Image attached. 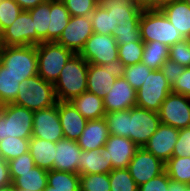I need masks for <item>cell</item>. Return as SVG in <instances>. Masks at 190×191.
I'll list each match as a JSON object with an SVG mask.
<instances>
[{
    "instance_id": "cell-12",
    "label": "cell",
    "mask_w": 190,
    "mask_h": 191,
    "mask_svg": "<svg viewBox=\"0 0 190 191\" xmlns=\"http://www.w3.org/2000/svg\"><path fill=\"white\" fill-rule=\"evenodd\" d=\"M32 137L54 143L64 138L58 113V101L50 108L33 111Z\"/></svg>"
},
{
    "instance_id": "cell-46",
    "label": "cell",
    "mask_w": 190,
    "mask_h": 191,
    "mask_svg": "<svg viewBox=\"0 0 190 191\" xmlns=\"http://www.w3.org/2000/svg\"><path fill=\"white\" fill-rule=\"evenodd\" d=\"M170 178L166 171L138 186V191H168Z\"/></svg>"
},
{
    "instance_id": "cell-54",
    "label": "cell",
    "mask_w": 190,
    "mask_h": 191,
    "mask_svg": "<svg viewBox=\"0 0 190 191\" xmlns=\"http://www.w3.org/2000/svg\"><path fill=\"white\" fill-rule=\"evenodd\" d=\"M178 0H155V9H162L164 6Z\"/></svg>"
},
{
    "instance_id": "cell-11",
    "label": "cell",
    "mask_w": 190,
    "mask_h": 191,
    "mask_svg": "<svg viewBox=\"0 0 190 191\" xmlns=\"http://www.w3.org/2000/svg\"><path fill=\"white\" fill-rule=\"evenodd\" d=\"M161 124L177 129L190 127V97L169 93L158 111Z\"/></svg>"
},
{
    "instance_id": "cell-10",
    "label": "cell",
    "mask_w": 190,
    "mask_h": 191,
    "mask_svg": "<svg viewBox=\"0 0 190 191\" xmlns=\"http://www.w3.org/2000/svg\"><path fill=\"white\" fill-rule=\"evenodd\" d=\"M42 42L36 34L31 15L26 10H22L15 21L3 30L0 39V45L3 46H37Z\"/></svg>"
},
{
    "instance_id": "cell-23",
    "label": "cell",
    "mask_w": 190,
    "mask_h": 191,
    "mask_svg": "<svg viewBox=\"0 0 190 191\" xmlns=\"http://www.w3.org/2000/svg\"><path fill=\"white\" fill-rule=\"evenodd\" d=\"M48 171L38 166L26 172H9L12 184L16 189L44 191L47 187Z\"/></svg>"
},
{
    "instance_id": "cell-52",
    "label": "cell",
    "mask_w": 190,
    "mask_h": 191,
    "mask_svg": "<svg viewBox=\"0 0 190 191\" xmlns=\"http://www.w3.org/2000/svg\"><path fill=\"white\" fill-rule=\"evenodd\" d=\"M168 191H190V185L170 180Z\"/></svg>"
},
{
    "instance_id": "cell-51",
    "label": "cell",
    "mask_w": 190,
    "mask_h": 191,
    "mask_svg": "<svg viewBox=\"0 0 190 191\" xmlns=\"http://www.w3.org/2000/svg\"><path fill=\"white\" fill-rule=\"evenodd\" d=\"M22 10L28 11L29 9L35 8L38 4L44 3L48 0H14Z\"/></svg>"
},
{
    "instance_id": "cell-28",
    "label": "cell",
    "mask_w": 190,
    "mask_h": 191,
    "mask_svg": "<svg viewBox=\"0 0 190 191\" xmlns=\"http://www.w3.org/2000/svg\"><path fill=\"white\" fill-rule=\"evenodd\" d=\"M70 13L61 0H50V30L47 42H57L70 20Z\"/></svg>"
},
{
    "instance_id": "cell-9",
    "label": "cell",
    "mask_w": 190,
    "mask_h": 191,
    "mask_svg": "<svg viewBox=\"0 0 190 191\" xmlns=\"http://www.w3.org/2000/svg\"><path fill=\"white\" fill-rule=\"evenodd\" d=\"M160 124L158 112L134 106L128 116V138L144 147Z\"/></svg>"
},
{
    "instance_id": "cell-35",
    "label": "cell",
    "mask_w": 190,
    "mask_h": 191,
    "mask_svg": "<svg viewBox=\"0 0 190 191\" xmlns=\"http://www.w3.org/2000/svg\"><path fill=\"white\" fill-rule=\"evenodd\" d=\"M93 32L103 35H112L117 24L111 12L98 5L90 15Z\"/></svg>"
},
{
    "instance_id": "cell-48",
    "label": "cell",
    "mask_w": 190,
    "mask_h": 191,
    "mask_svg": "<svg viewBox=\"0 0 190 191\" xmlns=\"http://www.w3.org/2000/svg\"><path fill=\"white\" fill-rule=\"evenodd\" d=\"M34 166L35 163L30 152L8 161L9 172H26Z\"/></svg>"
},
{
    "instance_id": "cell-37",
    "label": "cell",
    "mask_w": 190,
    "mask_h": 191,
    "mask_svg": "<svg viewBox=\"0 0 190 191\" xmlns=\"http://www.w3.org/2000/svg\"><path fill=\"white\" fill-rule=\"evenodd\" d=\"M130 109L106 113L104 119L107 123L109 134L128 138V116Z\"/></svg>"
},
{
    "instance_id": "cell-39",
    "label": "cell",
    "mask_w": 190,
    "mask_h": 191,
    "mask_svg": "<svg viewBox=\"0 0 190 191\" xmlns=\"http://www.w3.org/2000/svg\"><path fill=\"white\" fill-rule=\"evenodd\" d=\"M153 71L142 62L120 68V74L126 79L127 82L137 91L147 76Z\"/></svg>"
},
{
    "instance_id": "cell-50",
    "label": "cell",
    "mask_w": 190,
    "mask_h": 191,
    "mask_svg": "<svg viewBox=\"0 0 190 191\" xmlns=\"http://www.w3.org/2000/svg\"><path fill=\"white\" fill-rule=\"evenodd\" d=\"M8 162L0 158V187L11 184Z\"/></svg>"
},
{
    "instance_id": "cell-5",
    "label": "cell",
    "mask_w": 190,
    "mask_h": 191,
    "mask_svg": "<svg viewBox=\"0 0 190 191\" xmlns=\"http://www.w3.org/2000/svg\"><path fill=\"white\" fill-rule=\"evenodd\" d=\"M38 75L55 83L61 70L74 53L57 42H42L36 46Z\"/></svg>"
},
{
    "instance_id": "cell-13",
    "label": "cell",
    "mask_w": 190,
    "mask_h": 191,
    "mask_svg": "<svg viewBox=\"0 0 190 191\" xmlns=\"http://www.w3.org/2000/svg\"><path fill=\"white\" fill-rule=\"evenodd\" d=\"M93 33L90 16H71L57 43L74 54H80Z\"/></svg>"
},
{
    "instance_id": "cell-40",
    "label": "cell",
    "mask_w": 190,
    "mask_h": 191,
    "mask_svg": "<svg viewBox=\"0 0 190 191\" xmlns=\"http://www.w3.org/2000/svg\"><path fill=\"white\" fill-rule=\"evenodd\" d=\"M80 191H110L109 173L80 175Z\"/></svg>"
},
{
    "instance_id": "cell-29",
    "label": "cell",
    "mask_w": 190,
    "mask_h": 191,
    "mask_svg": "<svg viewBox=\"0 0 190 191\" xmlns=\"http://www.w3.org/2000/svg\"><path fill=\"white\" fill-rule=\"evenodd\" d=\"M80 175L65 171L49 170L44 191H80Z\"/></svg>"
},
{
    "instance_id": "cell-25",
    "label": "cell",
    "mask_w": 190,
    "mask_h": 191,
    "mask_svg": "<svg viewBox=\"0 0 190 191\" xmlns=\"http://www.w3.org/2000/svg\"><path fill=\"white\" fill-rule=\"evenodd\" d=\"M77 111L87 120H97L104 118L106 112L103 99L94 93L85 91L70 101Z\"/></svg>"
},
{
    "instance_id": "cell-22",
    "label": "cell",
    "mask_w": 190,
    "mask_h": 191,
    "mask_svg": "<svg viewBox=\"0 0 190 191\" xmlns=\"http://www.w3.org/2000/svg\"><path fill=\"white\" fill-rule=\"evenodd\" d=\"M78 174H103L112 170L111 161H108L106 149L96 148L89 151L82 150L79 156Z\"/></svg>"
},
{
    "instance_id": "cell-14",
    "label": "cell",
    "mask_w": 190,
    "mask_h": 191,
    "mask_svg": "<svg viewBox=\"0 0 190 191\" xmlns=\"http://www.w3.org/2000/svg\"><path fill=\"white\" fill-rule=\"evenodd\" d=\"M128 170L137 186H140L163 173L165 163L144 147H139L128 165Z\"/></svg>"
},
{
    "instance_id": "cell-53",
    "label": "cell",
    "mask_w": 190,
    "mask_h": 191,
    "mask_svg": "<svg viewBox=\"0 0 190 191\" xmlns=\"http://www.w3.org/2000/svg\"><path fill=\"white\" fill-rule=\"evenodd\" d=\"M136 6L141 10L155 9V0H136Z\"/></svg>"
},
{
    "instance_id": "cell-16",
    "label": "cell",
    "mask_w": 190,
    "mask_h": 191,
    "mask_svg": "<svg viewBox=\"0 0 190 191\" xmlns=\"http://www.w3.org/2000/svg\"><path fill=\"white\" fill-rule=\"evenodd\" d=\"M178 134L179 129L160 124L148 142L144 145V148L163 163H166L172 157Z\"/></svg>"
},
{
    "instance_id": "cell-38",
    "label": "cell",
    "mask_w": 190,
    "mask_h": 191,
    "mask_svg": "<svg viewBox=\"0 0 190 191\" xmlns=\"http://www.w3.org/2000/svg\"><path fill=\"white\" fill-rule=\"evenodd\" d=\"M110 191H138V186L128 168L112 169L109 172Z\"/></svg>"
},
{
    "instance_id": "cell-24",
    "label": "cell",
    "mask_w": 190,
    "mask_h": 191,
    "mask_svg": "<svg viewBox=\"0 0 190 191\" xmlns=\"http://www.w3.org/2000/svg\"><path fill=\"white\" fill-rule=\"evenodd\" d=\"M99 5L112 13L117 26L119 23H139L143 11L136 5L121 0H99Z\"/></svg>"
},
{
    "instance_id": "cell-6",
    "label": "cell",
    "mask_w": 190,
    "mask_h": 191,
    "mask_svg": "<svg viewBox=\"0 0 190 191\" xmlns=\"http://www.w3.org/2000/svg\"><path fill=\"white\" fill-rule=\"evenodd\" d=\"M33 111L14 103L0 106V141L7 137L30 139Z\"/></svg>"
},
{
    "instance_id": "cell-49",
    "label": "cell",
    "mask_w": 190,
    "mask_h": 191,
    "mask_svg": "<svg viewBox=\"0 0 190 191\" xmlns=\"http://www.w3.org/2000/svg\"><path fill=\"white\" fill-rule=\"evenodd\" d=\"M172 92L190 97V67L184 69L172 86Z\"/></svg>"
},
{
    "instance_id": "cell-34",
    "label": "cell",
    "mask_w": 190,
    "mask_h": 191,
    "mask_svg": "<svg viewBox=\"0 0 190 191\" xmlns=\"http://www.w3.org/2000/svg\"><path fill=\"white\" fill-rule=\"evenodd\" d=\"M29 141L12 136L4 138L0 141V158L8 162L29 152Z\"/></svg>"
},
{
    "instance_id": "cell-26",
    "label": "cell",
    "mask_w": 190,
    "mask_h": 191,
    "mask_svg": "<svg viewBox=\"0 0 190 191\" xmlns=\"http://www.w3.org/2000/svg\"><path fill=\"white\" fill-rule=\"evenodd\" d=\"M162 12L185 38H190V6L178 0L164 6Z\"/></svg>"
},
{
    "instance_id": "cell-3",
    "label": "cell",
    "mask_w": 190,
    "mask_h": 191,
    "mask_svg": "<svg viewBox=\"0 0 190 191\" xmlns=\"http://www.w3.org/2000/svg\"><path fill=\"white\" fill-rule=\"evenodd\" d=\"M139 27L143 42L159 41L170 47L176 42L185 39L161 9L143 10Z\"/></svg>"
},
{
    "instance_id": "cell-4",
    "label": "cell",
    "mask_w": 190,
    "mask_h": 191,
    "mask_svg": "<svg viewBox=\"0 0 190 191\" xmlns=\"http://www.w3.org/2000/svg\"><path fill=\"white\" fill-rule=\"evenodd\" d=\"M0 63L18 79L38 74L37 53L34 45H0Z\"/></svg>"
},
{
    "instance_id": "cell-42",
    "label": "cell",
    "mask_w": 190,
    "mask_h": 191,
    "mask_svg": "<svg viewBox=\"0 0 190 191\" xmlns=\"http://www.w3.org/2000/svg\"><path fill=\"white\" fill-rule=\"evenodd\" d=\"M169 60L190 67V38H185L169 47Z\"/></svg>"
},
{
    "instance_id": "cell-21",
    "label": "cell",
    "mask_w": 190,
    "mask_h": 191,
    "mask_svg": "<svg viewBox=\"0 0 190 191\" xmlns=\"http://www.w3.org/2000/svg\"><path fill=\"white\" fill-rule=\"evenodd\" d=\"M109 135L107 123L104 118L88 120L77 143L85 151L102 148L106 144Z\"/></svg>"
},
{
    "instance_id": "cell-2",
    "label": "cell",
    "mask_w": 190,
    "mask_h": 191,
    "mask_svg": "<svg viewBox=\"0 0 190 191\" xmlns=\"http://www.w3.org/2000/svg\"><path fill=\"white\" fill-rule=\"evenodd\" d=\"M31 111L47 109L57 104L54 84L38 74L19 83L18 94L13 102Z\"/></svg>"
},
{
    "instance_id": "cell-47",
    "label": "cell",
    "mask_w": 190,
    "mask_h": 191,
    "mask_svg": "<svg viewBox=\"0 0 190 191\" xmlns=\"http://www.w3.org/2000/svg\"><path fill=\"white\" fill-rule=\"evenodd\" d=\"M184 69L185 67L169 59H167L160 67L162 74L171 87L175 84L176 80H178Z\"/></svg>"
},
{
    "instance_id": "cell-43",
    "label": "cell",
    "mask_w": 190,
    "mask_h": 191,
    "mask_svg": "<svg viewBox=\"0 0 190 191\" xmlns=\"http://www.w3.org/2000/svg\"><path fill=\"white\" fill-rule=\"evenodd\" d=\"M71 16H90L99 0H61Z\"/></svg>"
},
{
    "instance_id": "cell-44",
    "label": "cell",
    "mask_w": 190,
    "mask_h": 191,
    "mask_svg": "<svg viewBox=\"0 0 190 191\" xmlns=\"http://www.w3.org/2000/svg\"><path fill=\"white\" fill-rule=\"evenodd\" d=\"M22 12L14 0H0V23L2 30L10 26Z\"/></svg>"
},
{
    "instance_id": "cell-20",
    "label": "cell",
    "mask_w": 190,
    "mask_h": 191,
    "mask_svg": "<svg viewBox=\"0 0 190 191\" xmlns=\"http://www.w3.org/2000/svg\"><path fill=\"white\" fill-rule=\"evenodd\" d=\"M82 149L77 141L66 138L60 139L56 143L53 169L70 173H78L79 156Z\"/></svg>"
},
{
    "instance_id": "cell-41",
    "label": "cell",
    "mask_w": 190,
    "mask_h": 191,
    "mask_svg": "<svg viewBox=\"0 0 190 191\" xmlns=\"http://www.w3.org/2000/svg\"><path fill=\"white\" fill-rule=\"evenodd\" d=\"M112 36L116 39L117 44L143 42L141 40L139 23H119Z\"/></svg>"
},
{
    "instance_id": "cell-33",
    "label": "cell",
    "mask_w": 190,
    "mask_h": 191,
    "mask_svg": "<svg viewBox=\"0 0 190 191\" xmlns=\"http://www.w3.org/2000/svg\"><path fill=\"white\" fill-rule=\"evenodd\" d=\"M33 20L37 36L47 42V30H50V0L38 4L35 8L28 10Z\"/></svg>"
},
{
    "instance_id": "cell-58",
    "label": "cell",
    "mask_w": 190,
    "mask_h": 191,
    "mask_svg": "<svg viewBox=\"0 0 190 191\" xmlns=\"http://www.w3.org/2000/svg\"><path fill=\"white\" fill-rule=\"evenodd\" d=\"M16 191H32V190H29V189H16Z\"/></svg>"
},
{
    "instance_id": "cell-32",
    "label": "cell",
    "mask_w": 190,
    "mask_h": 191,
    "mask_svg": "<svg viewBox=\"0 0 190 191\" xmlns=\"http://www.w3.org/2000/svg\"><path fill=\"white\" fill-rule=\"evenodd\" d=\"M170 180L190 185V157L172 156L165 163Z\"/></svg>"
},
{
    "instance_id": "cell-1",
    "label": "cell",
    "mask_w": 190,
    "mask_h": 191,
    "mask_svg": "<svg viewBox=\"0 0 190 191\" xmlns=\"http://www.w3.org/2000/svg\"><path fill=\"white\" fill-rule=\"evenodd\" d=\"M88 64L79 54L67 61L54 83L57 101H71L87 91Z\"/></svg>"
},
{
    "instance_id": "cell-30",
    "label": "cell",
    "mask_w": 190,
    "mask_h": 191,
    "mask_svg": "<svg viewBox=\"0 0 190 191\" xmlns=\"http://www.w3.org/2000/svg\"><path fill=\"white\" fill-rule=\"evenodd\" d=\"M169 58V47L159 41L144 42L141 62L153 70H160Z\"/></svg>"
},
{
    "instance_id": "cell-19",
    "label": "cell",
    "mask_w": 190,
    "mask_h": 191,
    "mask_svg": "<svg viewBox=\"0 0 190 191\" xmlns=\"http://www.w3.org/2000/svg\"><path fill=\"white\" fill-rule=\"evenodd\" d=\"M58 113L64 138L77 141L88 120L77 111L70 101H58Z\"/></svg>"
},
{
    "instance_id": "cell-36",
    "label": "cell",
    "mask_w": 190,
    "mask_h": 191,
    "mask_svg": "<svg viewBox=\"0 0 190 191\" xmlns=\"http://www.w3.org/2000/svg\"><path fill=\"white\" fill-rule=\"evenodd\" d=\"M144 51V42H130L125 44H118V67L123 68L142 60Z\"/></svg>"
},
{
    "instance_id": "cell-18",
    "label": "cell",
    "mask_w": 190,
    "mask_h": 191,
    "mask_svg": "<svg viewBox=\"0 0 190 191\" xmlns=\"http://www.w3.org/2000/svg\"><path fill=\"white\" fill-rule=\"evenodd\" d=\"M119 75V67L88 64L87 91L103 99Z\"/></svg>"
},
{
    "instance_id": "cell-56",
    "label": "cell",
    "mask_w": 190,
    "mask_h": 191,
    "mask_svg": "<svg viewBox=\"0 0 190 191\" xmlns=\"http://www.w3.org/2000/svg\"><path fill=\"white\" fill-rule=\"evenodd\" d=\"M121 1L136 5V0H121Z\"/></svg>"
},
{
    "instance_id": "cell-31",
    "label": "cell",
    "mask_w": 190,
    "mask_h": 191,
    "mask_svg": "<svg viewBox=\"0 0 190 191\" xmlns=\"http://www.w3.org/2000/svg\"><path fill=\"white\" fill-rule=\"evenodd\" d=\"M22 80L8 72L0 63V106L13 103L18 94L19 83Z\"/></svg>"
},
{
    "instance_id": "cell-59",
    "label": "cell",
    "mask_w": 190,
    "mask_h": 191,
    "mask_svg": "<svg viewBox=\"0 0 190 191\" xmlns=\"http://www.w3.org/2000/svg\"><path fill=\"white\" fill-rule=\"evenodd\" d=\"M188 6H190V0H184Z\"/></svg>"
},
{
    "instance_id": "cell-57",
    "label": "cell",
    "mask_w": 190,
    "mask_h": 191,
    "mask_svg": "<svg viewBox=\"0 0 190 191\" xmlns=\"http://www.w3.org/2000/svg\"><path fill=\"white\" fill-rule=\"evenodd\" d=\"M2 34H3V30H2V27H1V23H0V39L2 37Z\"/></svg>"
},
{
    "instance_id": "cell-55",
    "label": "cell",
    "mask_w": 190,
    "mask_h": 191,
    "mask_svg": "<svg viewBox=\"0 0 190 191\" xmlns=\"http://www.w3.org/2000/svg\"><path fill=\"white\" fill-rule=\"evenodd\" d=\"M0 191H16L15 186L11 183L9 185L0 187Z\"/></svg>"
},
{
    "instance_id": "cell-15",
    "label": "cell",
    "mask_w": 190,
    "mask_h": 191,
    "mask_svg": "<svg viewBox=\"0 0 190 191\" xmlns=\"http://www.w3.org/2000/svg\"><path fill=\"white\" fill-rule=\"evenodd\" d=\"M106 113L128 110L136 106V90L120 74L103 98Z\"/></svg>"
},
{
    "instance_id": "cell-8",
    "label": "cell",
    "mask_w": 190,
    "mask_h": 191,
    "mask_svg": "<svg viewBox=\"0 0 190 191\" xmlns=\"http://www.w3.org/2000/svg\"><path fill=\"white\" fill-rule=\"evenodd\" d=\"M172 87L161 70H153L136 91V106L158 112Z\"/></svg>"
},
{
    "instance_id": "cell-7",
    "label": "cell",
    "mask_w": 190,
    "mask_h": 191,
    "mask_svg": "<svg viewBox=\"0 0 190 191\" xmlns=\"http://www.w3.org/2000/svg\"><path fill=\"white\" fill-rule=\"evenodd\" d=\"M79 55L89 64L118 67V44L112 35L93 33Z\"/></svg>"
},
{
    "instance_id": "cell-27",
    "label": "cell",
    "mask_w": 190,
    "mask_h": 191,
    "mask_svg": "<svg viewBox=\"0 0 190 191\" xmlns=\"http://www.w3.org/2000/svg\"><path fill=\"white\" fill-rule=\"evenodd\" d=\"M56 143L31 137L29 141V152L34 160L35 166L47 171L53 169Z\"/></svg>"
},
{
    "instance_id": "cell-17",
    "label": "cell",
    "mask_w": 190,
    "mask_h": 191,
    "mask_svg": "<svg viewBox=\"0 0 190 191\" xmlns=\"http://www.w3.org/2000/svg\"><path fill=\"white\" fill-rule=\"evenodd\" d=\"M104 148L108 161H111L112 169H121L128 168L139 147L127 137L110 134Z\"/></svg>"
},
{
    "instance_id": "cell-45",
    "label": "cell",
    "mask_w": 190,
    "mask_h": 191,
    "mask_svg": "<svg viewBox=\"0 0 190 191\" xmlns=\"http://www.w3.org/2000/svg\"><path fill=\"white\" fill-rule=\"evenodd\" d=\"M172 156L190 157V127L179 129Z\"/></svg>"
}]
</instances>
